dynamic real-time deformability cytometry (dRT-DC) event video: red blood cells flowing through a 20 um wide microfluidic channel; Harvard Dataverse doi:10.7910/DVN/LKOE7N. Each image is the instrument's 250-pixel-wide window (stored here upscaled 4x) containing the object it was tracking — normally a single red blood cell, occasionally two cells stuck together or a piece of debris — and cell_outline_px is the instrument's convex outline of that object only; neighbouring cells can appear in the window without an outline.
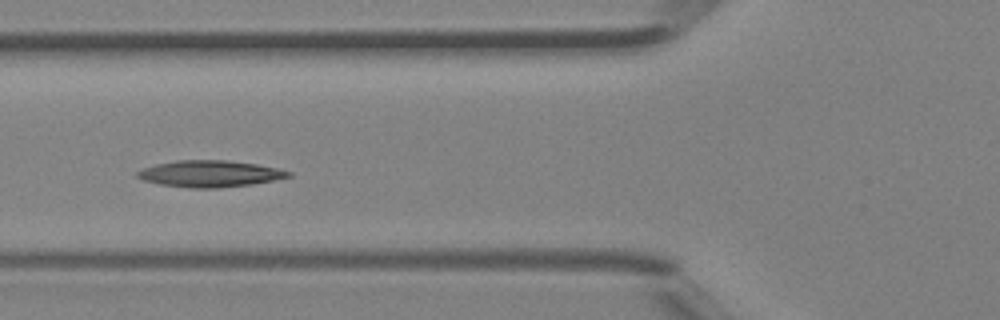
{"species": "Egyptian fruit bat (a non-hibernating species)", "species_latin": "Rousettus aegyptiacus", "temperature_condition": "room temperature", "stored_images_in_passage": 5, "camera_frame_rate_fps": 3000, "um_per_image_px": 0.085, "animal": {"sex": "female"}, "frame": {"image": 1, "passage_image": 5, "time_ms": 1.333, "image_size_px": [1000, 320], "cell_outline_px": [[292, 176], [252, 184], [216, 188], [192, 188], [160, 184], [144, 180], [136, 176], [136, 172], [144, 168], [156, 164], [176, 160], [224, 160], [256, 164], [276, 168], [292, 172]], "centroid_in_image_um": [17.82, 14.76], "position_along_channel_um": 108.0, "area_um2": 23.12}}